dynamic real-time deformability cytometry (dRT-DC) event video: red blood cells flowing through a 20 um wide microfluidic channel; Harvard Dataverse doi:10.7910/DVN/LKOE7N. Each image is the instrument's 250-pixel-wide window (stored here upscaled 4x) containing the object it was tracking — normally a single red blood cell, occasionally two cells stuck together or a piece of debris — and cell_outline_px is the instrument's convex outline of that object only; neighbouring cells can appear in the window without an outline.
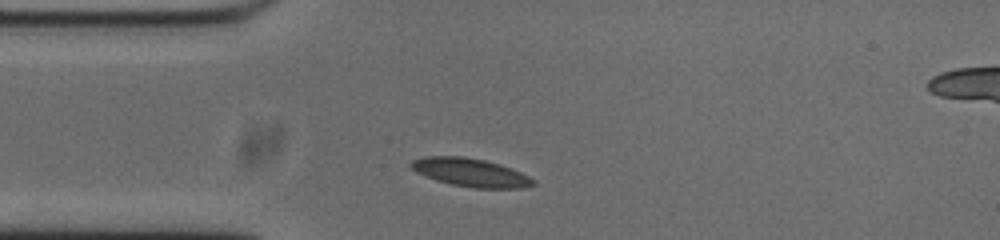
{"species": "common noctule bat (a hibernating species)", "species_latin": "Nyctalus noctula", "temperature_condition": "cold", "stored_images_in_passage": 36, "camera_frame_rate_fps": 3000, "um_per_image_px": 0.085, "animal": {"sex": "male", "body_mass_g": 20.0, "forearm_length_mm": 53.3}, "frame": {"image": 1, "passage_image": 4, "time_ms": 1.0, "image_size_px": [1000, 240], "cell_outline_px": [[536, 184], [520, 188], [472, 188], [452, 184], [436, 180], [416, 172], [408, 164], [412, 160], [428, 156], [464, 156], [484, 160], [500, 164], [520, 172], [536, 180]], "centroid_in_image_um": [40.0, 14.66], "position_along_channel_um": 45.0, "area_um2": 20.06}}
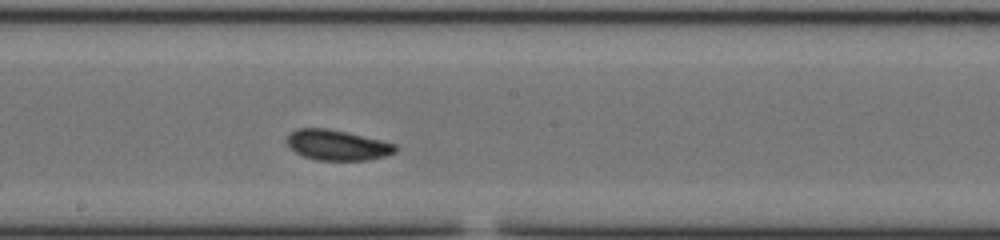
{"frame": {"image": 2, "passage_image": 19, "time_ms": 6.0, "image_size_px": [1000, 240], "cell_outline_px": [[400, 148], [396, 152], [384, 156], [368, 160], [316, 160], [304, 156], [296, 152], [288, 144], [288, 136], [296, 128], [328, 128], [380, 140], [396, 144]], "centroid_in_image_um": [28.71, 12.33], "position_along_channel_um": 219.5, "area_um2": 19.02}}
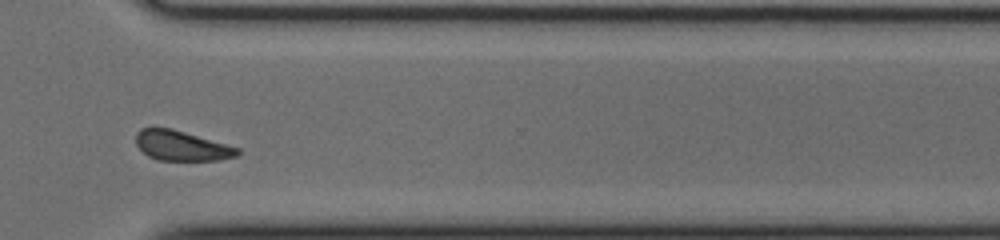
{"frame": {"image": 3, "passage_image": 30, "time_ms": 9.667, "image_size_px": [1000, 240], "cell_outline_px": [[240, 152], [236, 156], [220, 160], [160, 160], [148, 156], [136, 144], [136, 132], [140, 128], [172, 128], [240, 148]], "centroid_in_image_um": [15.44, 12.38], "position_along_channel_um": 355.2, "area_um2": 17.63}, "authors_computed_cell_mechanics": {"area_um2": 18.785, "velocity_mm_per_s": 3.695, "shape_relaxation_time_tau1_ms": 3.2497, "shape_relaxation_time_tau2_ms": 1.9978, "deformation_change_tau1": 0.1096, "deformation_change_tau2": 0.0603}}